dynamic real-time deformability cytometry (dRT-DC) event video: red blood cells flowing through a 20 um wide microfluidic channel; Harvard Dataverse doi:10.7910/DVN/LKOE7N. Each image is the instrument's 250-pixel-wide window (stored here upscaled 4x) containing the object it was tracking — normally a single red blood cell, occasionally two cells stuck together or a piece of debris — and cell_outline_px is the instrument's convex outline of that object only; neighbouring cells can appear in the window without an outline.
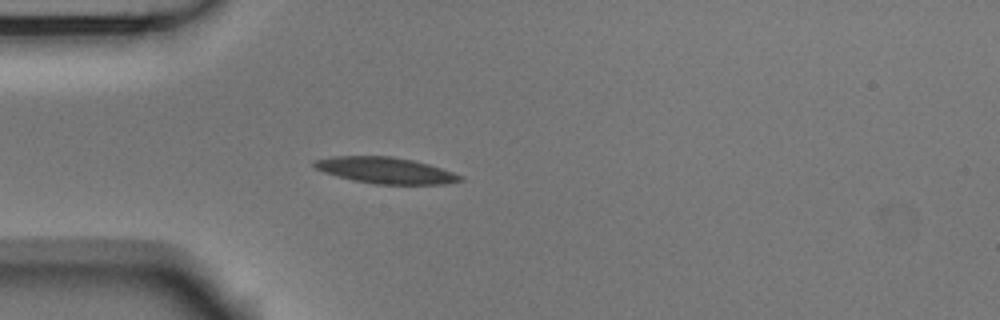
{"species": "Egyptian fruit bat (a non-hibernating species)", "species_latin": "Rousettus aegyptiacus", "temperature_condition": "room temperature", "stored_images_in_passage": 40, "camera_frame_rate_fps": 3000, "um_per_image_px": 0.085, "animal": {"sex": "male"}, "frame": {"image": 1, "passage_image": 1, "time_ms": 0.0, "image_size_px": [1000, 320], "cell_outline_px": [[464, 180], [444, 184], [376, 184], [352, 180], [336, 176], [324, 172], [316, 168], [312, 164], [316, 160], [332, 156], [392, 156], [412, 160], [428, 164], [464, 176]], "centroid_in_image_um": [32.77, 14.48], "position_along_channel_um": 52.2, "area_um2": 22.2}}
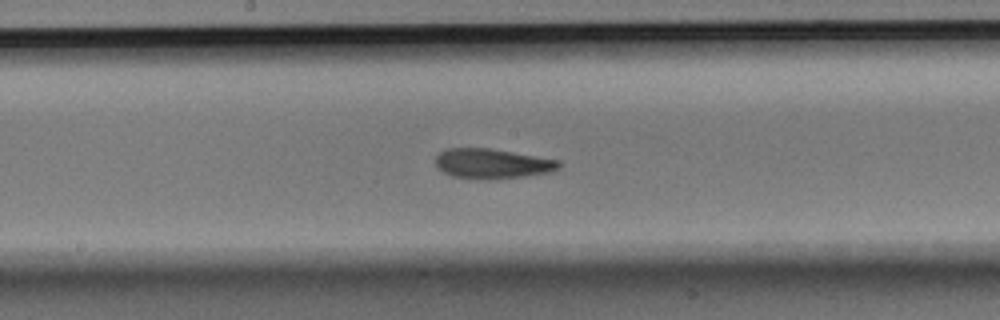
{"frame": {"image": 2, "passage_image": 14, "time_ms": 4.333, "image_size_px": [1000, 320], "cell_outline_px": [[560, 168], [548, 172], [524, 176], [488, 180], [480, 180], [452, 176], [436, 168], [436, 156], [440, 152], [448, 148], [488, 148], [560, 160]], "centroid_in_image_um": [41.8, 13.92], "position_along_channel_um": 206.4, "area_um2": 21.5}}
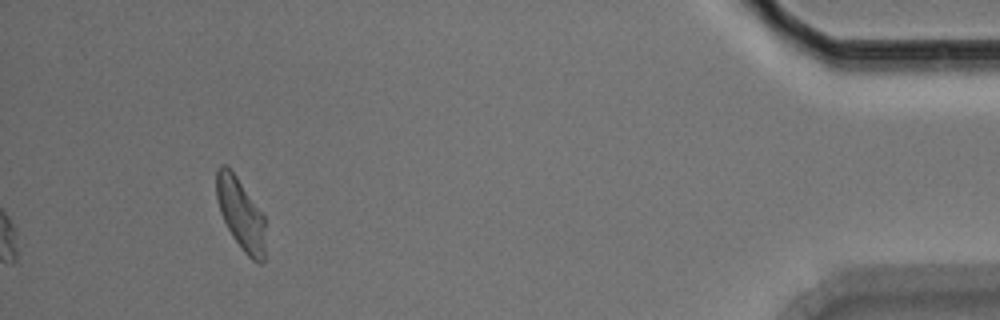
{"frame": {"image": 3, "passage_image": 36, "time_ms": 11.667, "image_size_px": [1000, 320], "cell_outline_px": [[264, 260], [260, 264], [252, 260], [244, 252], [232, 236], [220, 212], [216, 196], [216, 168], [220, 164], [224, 164], [236, 176], [264, 216]], "centroid_in_image_um": [20.44, 18.19], "position_along_channel_um": 414.8, "area_um2": 20.06}, "authors_computed_cell_mechanics": {"area_um2": 21.4438, "velocity_mm_per_s": 3.7353, "shape_relaxation_time_tau1_ms": 4.3389, "shape_relaxation_time_tau2_ms": 1.8897, "deformation_change_tau1": 0.1333, "deformation_change_tau2": 0.0948}}